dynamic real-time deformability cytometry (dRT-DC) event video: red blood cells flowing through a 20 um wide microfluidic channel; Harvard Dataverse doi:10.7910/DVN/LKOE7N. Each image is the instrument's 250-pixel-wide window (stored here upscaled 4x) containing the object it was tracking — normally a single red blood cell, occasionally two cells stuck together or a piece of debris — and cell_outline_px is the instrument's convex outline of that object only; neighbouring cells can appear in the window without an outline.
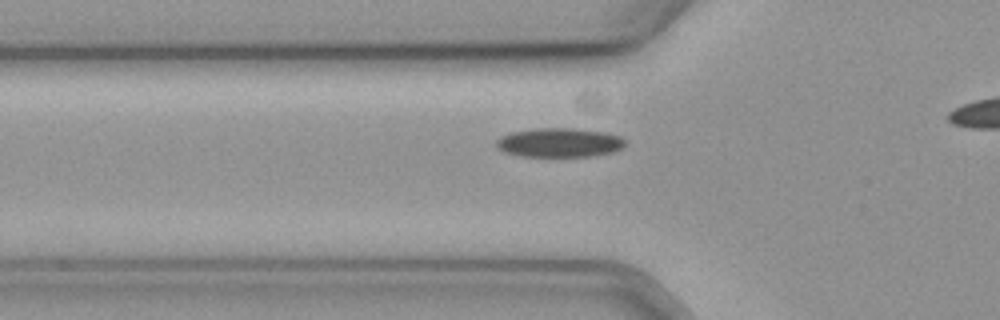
{"species": "common noctule bat (a hibernating species)", "species_latin": "Nyctalus noctula", "temperature_condition": "cold", "stored_images_in_passage": 41, "camera_frame_rate_fps": 3000, "um_per_image_px": 0.085, "animal": {"sex": "female", "body_mass_g": 19.3, "forearm_length_mm": 54.1}, "frame": {"image": 1, "passage_image": 14, "time_ms": 4.333, "image_size_px": [1000, 320], "cell_outline_px": [[624, 148], [612, 152], [592, 156], [524, 156], [504, 152], [496, 144], [496, 140], [500, 136], [512, 132], [532, 128], [572, 128], [604, 132], [620, 136], [624, 140]], "centroid_in_image_um": [47.55, 12.11], "position_along_channel_um": 78.3, "area_um2": 21.79}}
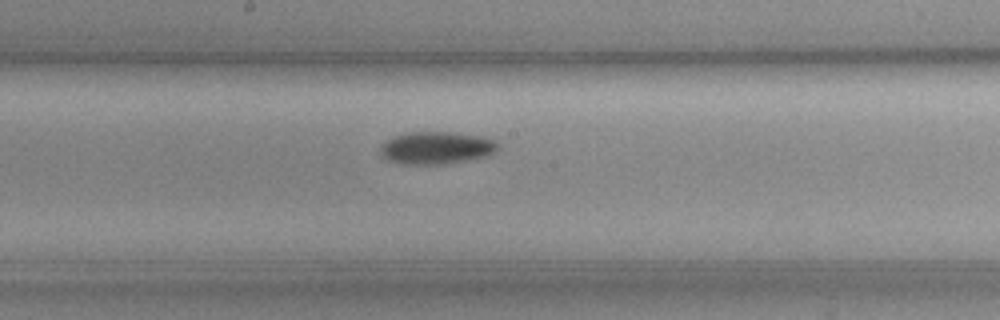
{"frame": {"image": 2, "passage_image": 25, "time_ms": 8.0, "image_size_px": [1000, 320], "cell_outline_px": [[500, 148], [488, 156], [444, 164], [404, 164], [388, 160], [380, 152], [380, 148], [388, 140], [404, 132], [452, 132], [484, 136], [500, 144]], "centroid_in_image_um": [37.15, 12.56], "position_along_channel_um": 211.1, "area_um2": 22.2}}
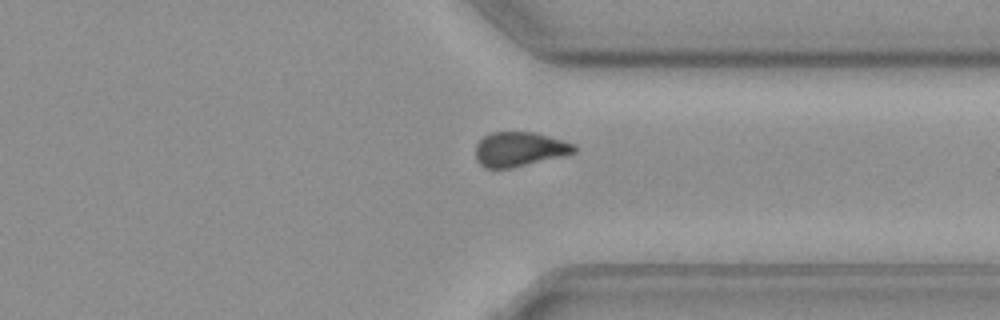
{"frame": {"image": 3, "passage_image": 38, "time_ms": 12.333, "image_size_px": [1000, 320], "cell_outline_px": [[576, 152], [512, 168], [484, 168], [476, 160], [476, 144], [484, 136], [492, 132], [536, 132], [576, 144]], "centroid_in_image_um": [44.14, 12.67], "position_along_channel_um": 367.3, "area_um2": 19.77}}